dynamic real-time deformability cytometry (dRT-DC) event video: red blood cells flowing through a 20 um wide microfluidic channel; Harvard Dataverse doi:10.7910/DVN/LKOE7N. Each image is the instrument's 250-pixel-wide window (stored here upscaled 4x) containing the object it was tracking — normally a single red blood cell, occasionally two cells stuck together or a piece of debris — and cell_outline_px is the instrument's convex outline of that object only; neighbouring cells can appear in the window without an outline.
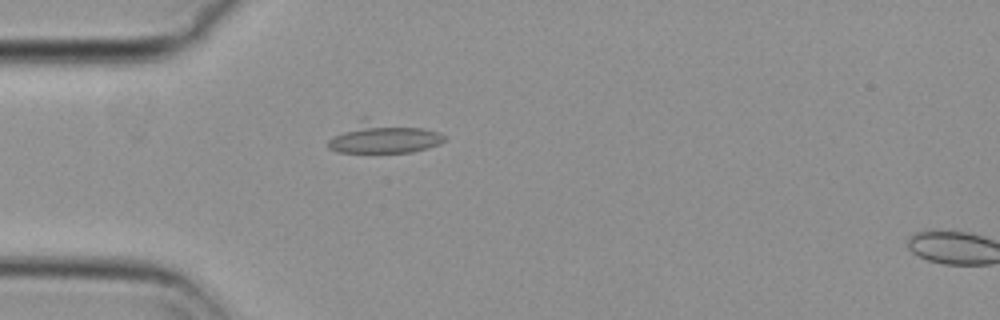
{"species": "common noctule bat (a hibernating species)", "species_latin": "Nyctalus noctula", "temperature_condition": "cold", "stored_images_in_passage": 17, "camera_frame_rate_fps": 3000, "um_per_image_px": 0.085, "animal": {"sex": "female", "body_mass_g": 29.2, "forearm_length_mm": 56.3}, "frame": {"image": 1, "passage_image": 15, "time_ms": 4.667, "image_size_px": [1000, 320], "cell_outline_px": [[448, 136], [440, 144], [428, 148], [412, 152], [336, 152], [328, 148], [328, 140], [360, 116], [368, 116], [424, 128], [440, 132]], "centroid_in_image_um": [32.59, 11.65], "position_along_channel_um": 52.4, "area_um2": 21.79}}